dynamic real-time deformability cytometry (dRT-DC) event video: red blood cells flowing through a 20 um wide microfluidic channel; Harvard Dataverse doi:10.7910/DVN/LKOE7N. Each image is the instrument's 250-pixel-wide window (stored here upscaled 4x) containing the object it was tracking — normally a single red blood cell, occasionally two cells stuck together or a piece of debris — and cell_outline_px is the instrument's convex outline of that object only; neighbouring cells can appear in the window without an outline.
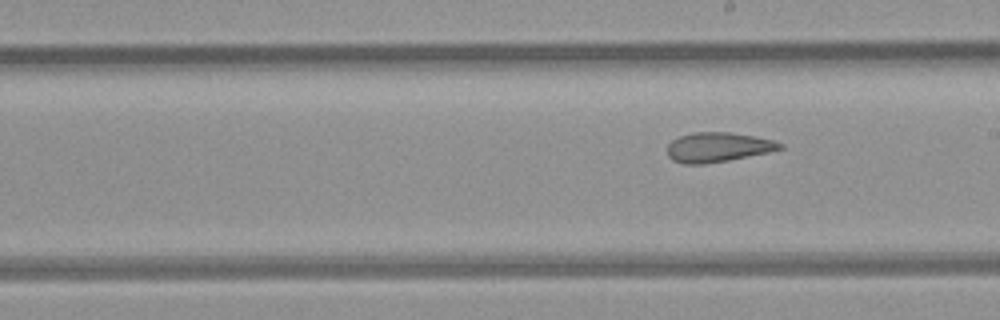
{"species": "common noctule bat (a hibernating species)", "species_latin": "Nyctalus noctula", "temperature_condition": "room temperature", "stored_images_in_passage": 8, "camera_frame_rate_fps": 3000, "um_per_image_px": 0.085, "animal": {"sex": "female", "body_mass_g": 21.9}, "frame": {"image": 1, "passage_image": 8, "time_ms": 2.333, "image_size_px": [1000, 320], "cell_outline_px": [[784, 148], [768, 152], [728, 160], [704, 164], [684, 164], [672, 160], [668, 156], [668, 144], [672, 140], [680, 136], [692, 132], [728, 132], [756, 136], [772, 140], [784, 144]], "centroid_in_image_um": [61.01, 12.51], "position_along_channel_um": 228.0, "area_um2": 19.42}}